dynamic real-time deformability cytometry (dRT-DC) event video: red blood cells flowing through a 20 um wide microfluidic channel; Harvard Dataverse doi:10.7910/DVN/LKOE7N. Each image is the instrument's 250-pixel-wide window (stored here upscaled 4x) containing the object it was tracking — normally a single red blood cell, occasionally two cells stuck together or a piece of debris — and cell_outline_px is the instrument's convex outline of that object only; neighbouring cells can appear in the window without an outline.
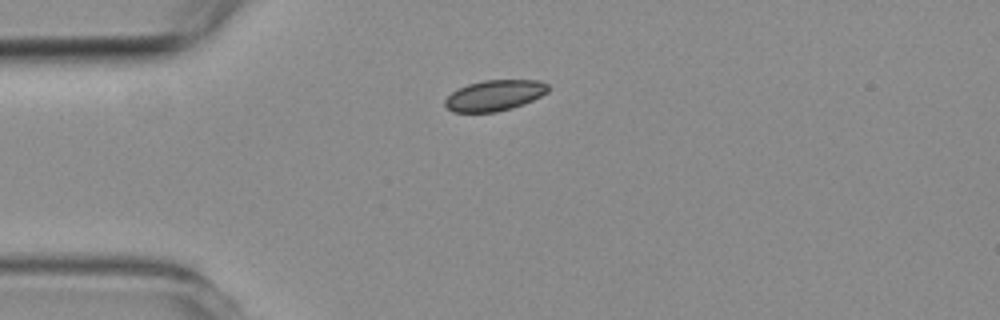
{"species": "common noctule bat (a hibernating species)", "species_latin": "Nyctalus noctula", "temperature_condition": "room temperature", "stored_images_in_passage": 3, "camera_frame_rate_fps": 3000, "um_per_image_px": 0.085, "animal": {"sex": "female", "body_mass_g": 19.3, "forearm_length_mm": 54.1}, "frame": {"image": 1, "passage_image": 1, "time_ms": 0.0, "image_size_px": [1000, 320], "cell_outline_px": [[548, 92], [532, 100], [512, 108], [496, 112], [452, 112], [444, 104], [444, 100], [452, 92], [468, 84], [484, 80], [540, 80], [548, 84]], "centroid_in_image_um": [42.04, 8.11], "position_along_channel_um": 43.0, "area_um2": 18.38}}
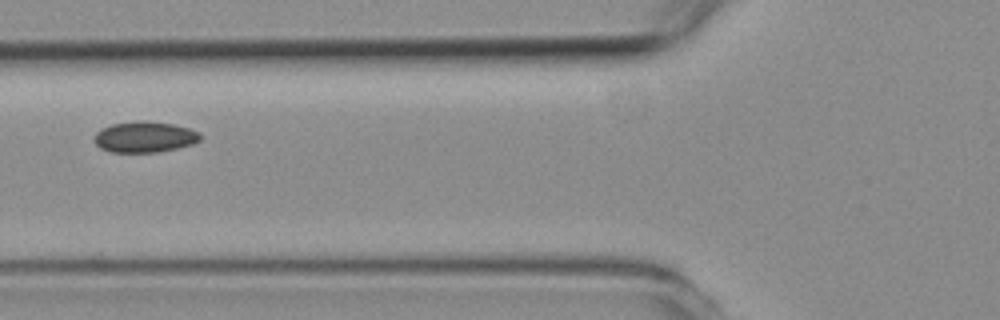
{"frame": {"image": 2, "passage_image": 3, "time_ms": 2.333, "image_size_px": [1000, 320], "cell_outline_px": [[200, 140], [192, 144], [176, 148], [156, 152], [112, 152], [100, 148], [96, 144], [96, 132], [100, 128], [112, 124], [140, 120], [144, 120], [172, 124], [188, 128], [200, 132]], "centroid_in_image_um": [12.29, 11.63], "position_along_channel_um": 113.5, "area_um2": 18.96}}